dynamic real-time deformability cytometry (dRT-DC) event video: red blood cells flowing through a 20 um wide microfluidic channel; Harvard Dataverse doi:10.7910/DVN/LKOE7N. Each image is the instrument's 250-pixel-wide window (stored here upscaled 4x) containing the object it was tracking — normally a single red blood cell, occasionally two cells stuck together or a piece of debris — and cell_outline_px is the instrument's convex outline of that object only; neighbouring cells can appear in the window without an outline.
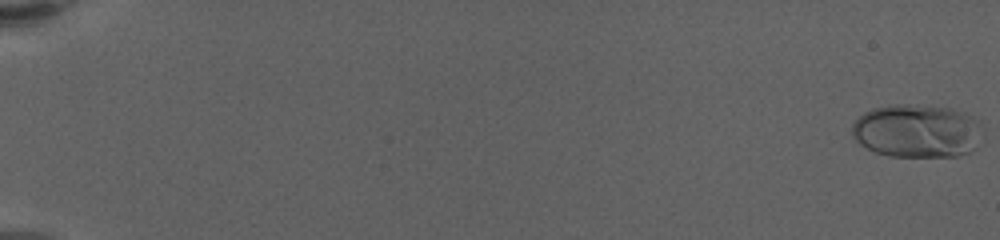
{"species": "human", "species_latin": "Homo sapiens", "temperature_condition": "warm", "stored_images_in_passage": 62, "camera_frame_rate_fps": 3000, "um_per_image_px": 0.085, "donor": {"sex": "female"}, "frame": {"image": 1, "passage_image": 1, "time_ms": 0.0, "image_size_px": [1000, 240], "cell_outline_px": [[984, 132], [976, 148], [968, 152], [956, 156], [888, 156], [876, 152], [860, 144], [852, 136], [852, 124], [864, 112], [872, 108], [896, 104], [904, 104], [952, 108], [964, 112], [980, 120]], "centroid_in_image_um": [77.99, 11.12], "position_along_channel_um": 7.0, "area_um2": 40.98}}
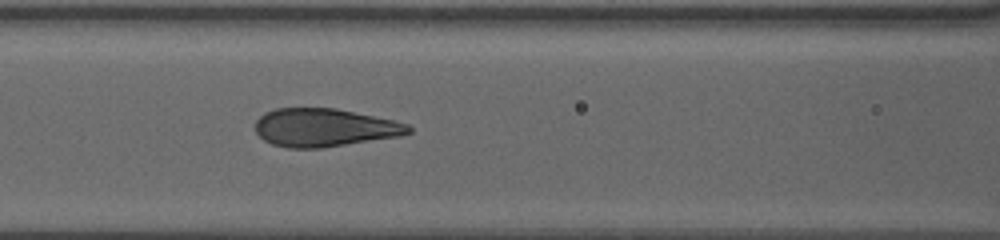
{"frame": {"image": 2, "passage_image": 30, "time_ms": 9.667, "image_size_px": [1000, 240], "cell_outline_px": [[412, 132], [404, 136], [320, 148], [288, 148], [272, 144], [264, 140], [256, 132], [256, 120], [264, 112], [276, 108], [336, 108], [392, 120], [408, 124], [412, 128]], "centroid_in_image_um": [27.59, 10.85], "position_along_channel_um": 139.0, "area_um2": 34.16}}
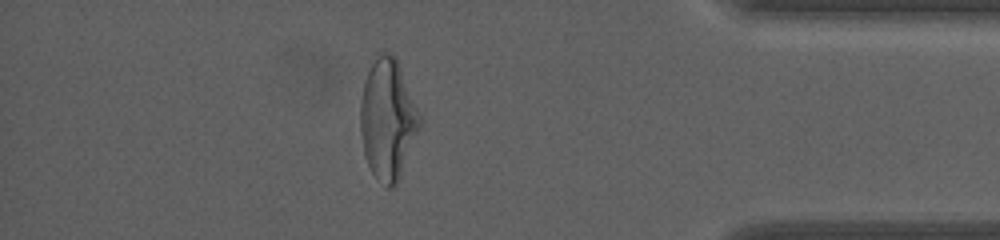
{"frame": {"image": 3, "passage_image": 55, "time_ms": 18.0, "image_size_px": [1000, 240], "cell_outline_px": [[424, 120], [400, 176], [396, 184], [392, 188], [388, 188], [372, 172], [368, 164], [364, 152], [360, 132], [360, 104], [364, 80], [372, 64], [380, 52], [388, 52], [396, 60]], "centroid_in_image_um": [32.97, 10.16], "position_along_channel_um": 402.2, "area_um2": 41.38}, "authors_computed_cell_mechanics": {"area_um2": 35.5181, "velocity_mm_per_s": 3.4922, "shape_relaxation_time_tau1_ms": 6.1017, "shape_relaxation_time_tau2_ms": null, "deformation_change_tau1": 0.2482, "deformation_change_tau2": null}}